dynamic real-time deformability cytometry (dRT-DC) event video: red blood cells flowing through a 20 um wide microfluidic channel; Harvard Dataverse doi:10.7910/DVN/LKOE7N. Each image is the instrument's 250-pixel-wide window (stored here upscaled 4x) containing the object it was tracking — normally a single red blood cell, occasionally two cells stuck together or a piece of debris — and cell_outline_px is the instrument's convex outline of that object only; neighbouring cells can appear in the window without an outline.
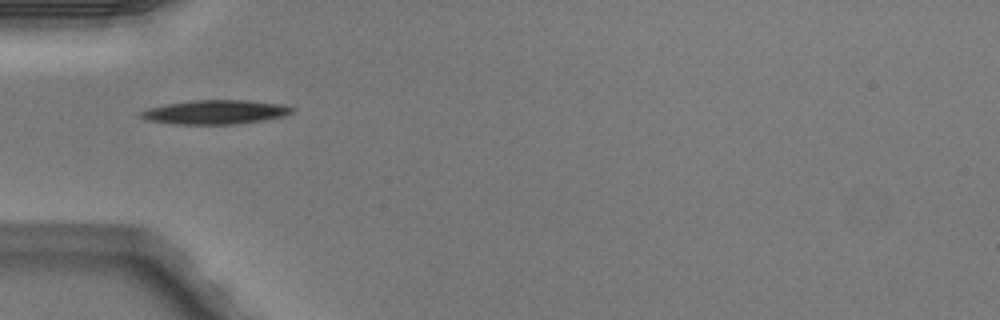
{"species": "Egyptian fruit bat (a non-hibernating species)", "species_latin": "Rousettus aegyptiacus", "temperature_condition": "warm", "stored_images_in_passage": 2, "camera_frame_rate_fps": 3000, "um_per_image_px": 0.085, "animal": {"sex": "male"}, "frame": {"image": 1, "passage_image": 1, "time_ms": 0.0, "image_size_px": [1000, 320], "cell_outline_px": [[296, 108], [292, 112], [284, 116], [264, 120], [236, 124], [176, 124], [144, 120], [136, 112], [148, 108], [168, 104], [192, 100], [248, 100], [284, 104]], "centroid_in_image_um": [18.3, 9.52], "position_along_channel_um": 66.7, "area_um2": 21.44}}